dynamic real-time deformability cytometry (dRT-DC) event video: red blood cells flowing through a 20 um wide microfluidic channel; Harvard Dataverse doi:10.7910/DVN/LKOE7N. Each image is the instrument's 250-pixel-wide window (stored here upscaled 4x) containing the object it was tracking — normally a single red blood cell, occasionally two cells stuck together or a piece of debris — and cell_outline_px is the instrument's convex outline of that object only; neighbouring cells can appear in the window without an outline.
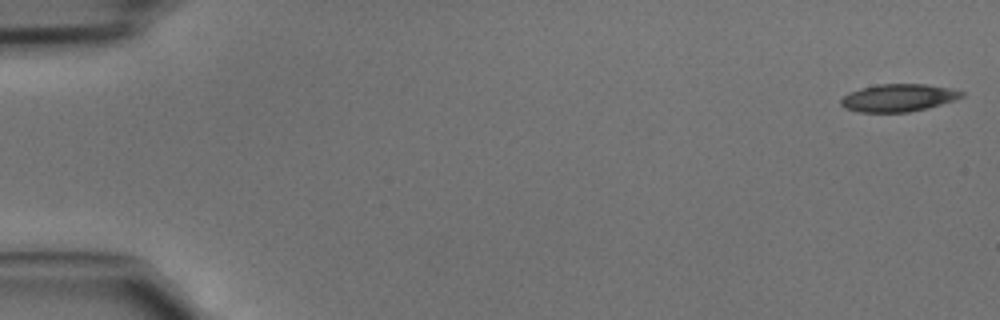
{"species": "common noctule bat (a hibernating species)", "species_latin": "Nyctalus noctula", "temperature_condition": "cold", "stored_images_in_passage": 46, "camera_frame_rate_fps": 3000, "um_per_image_px": 0.085, "animal": {"sex": "male", "body_mass_g": 15.6}, "frame": {"image": 1, "passage_image": 1, "time_ms": 0.0, "image_size_px": [1000, 320], "cell_outline_px": [[964, 96], [956, 100], [928, 108], [908, 112], [860, 112], [844, 108], [840, 104], [840, 100], [848, 92], [860, 88], [880, 84], [924, 84], [948, 88], [964, 92]], "centroid_in_image_um": [76.35, 8.32], "position_along_channel_um": 8.7, "area_um2": 19.42}}
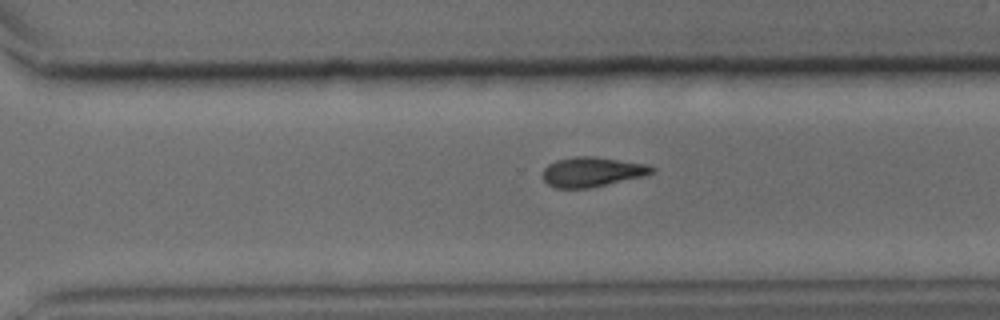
{"frame": {"image": 2, "passage_image": 32, "time_ms": 10.333, "image_size_px": [1000, 320], "cell_outline_px": [[656, 172], [644, 176], [588, 188], [556, 188], [548, 184], [544, 180], [544, 168], [548, 164], [556, 160], [576, 156], [592, 156], [648, 164], [656, 168]], "centroid_in_image_um": [50.36, 14.6], "position_along_channel_um": 320.2, "area_um2": 18.84}}
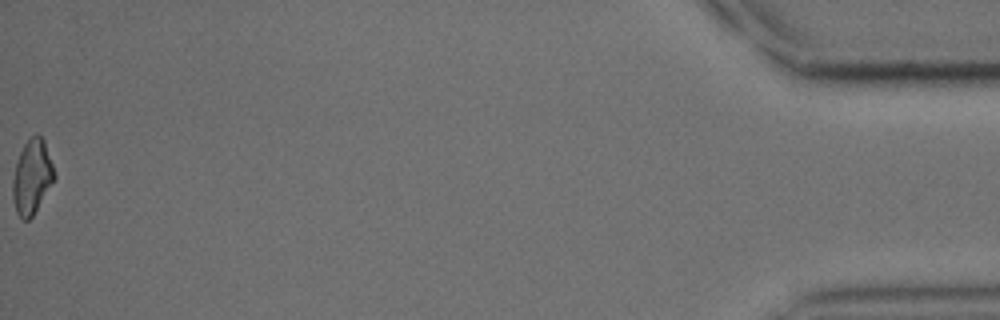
{"frame": {"image": 3, "passage_image": 46, "time_ms": 15.0, "image_size_px": [1000, 320], "cell_outline_px": [[56, 176], [32, 216], [28, 220], [24, 220], [16, 212], [12, 196], [12, 180], [16, 164], [20, 152], [24, 144], [36, 132], [44, 140]], "centroid_in_image_um": [2.7, 15.02], "position_along_channel_um": 432.5, "area_um2": 17.69}}